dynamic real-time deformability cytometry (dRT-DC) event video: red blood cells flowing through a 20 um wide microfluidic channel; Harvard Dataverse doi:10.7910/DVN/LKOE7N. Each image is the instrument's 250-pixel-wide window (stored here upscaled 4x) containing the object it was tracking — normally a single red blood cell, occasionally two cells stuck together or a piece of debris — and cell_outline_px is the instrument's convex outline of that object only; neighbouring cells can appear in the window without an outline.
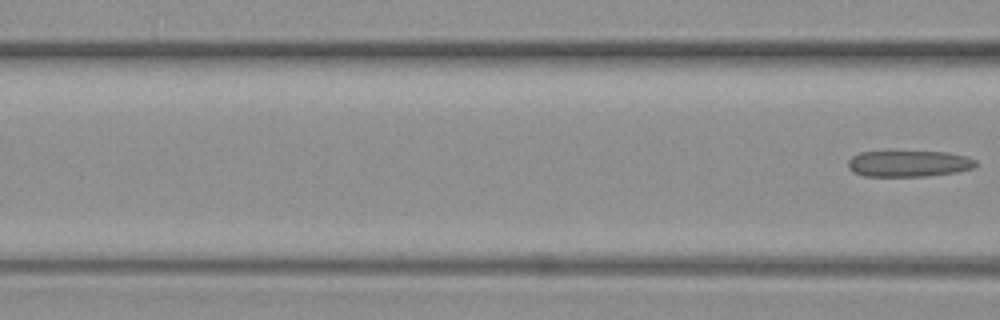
{"species": "common noctule bat (a hibernating species)", "species_latin": "Nyctalus noctula", "temperature_condition": "warm", "stored_images_in_passage": 28, "segment_of_instrument_passage": [2, 2], "camera_frame_rate_fps": 3000, "um_per_image_px": 0.085, "animal": {"sex": "female", "body_mass_g": 19.3, "forearm_length_mm": 54.1}, "frame": {"image": 1, "passage_image": 28, "time_ms": 9.0, "image_size_px": [1000, 320], "cell_outline_px": [[976, 164], [972, 168], [956, 172], [928, 176], [864, 176], [852, 172], [848, 168], [848, 160], [852, 156], [860, 152], [948, 152], [964, 156], [976, 160]], "centroid_in_image_um": [77.2, 13.91], "position_along_channel_um": 89.4, "area_um2": 19.42}}